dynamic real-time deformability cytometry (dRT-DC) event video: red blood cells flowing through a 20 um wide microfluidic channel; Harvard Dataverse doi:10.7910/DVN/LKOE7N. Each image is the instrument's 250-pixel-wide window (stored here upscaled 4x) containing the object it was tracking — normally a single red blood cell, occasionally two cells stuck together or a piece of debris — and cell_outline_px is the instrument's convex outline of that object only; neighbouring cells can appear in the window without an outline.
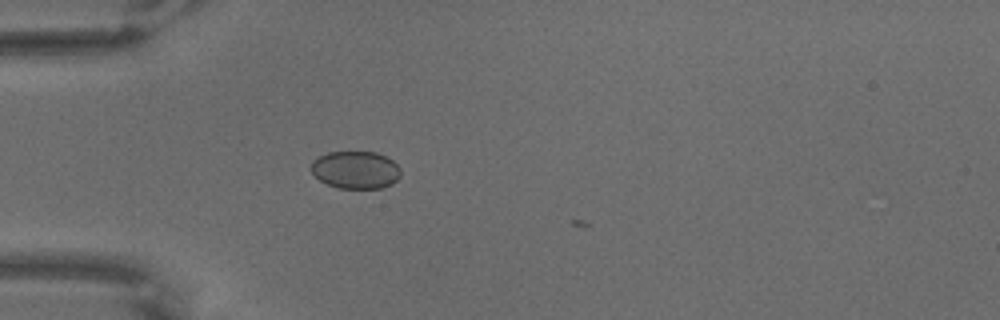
{"species": "common noctule bat (a hibernating species)", "species_latin": "Nyctalus noctula", "temperature_condition": "warm", "stored_images_in_passage": 6, "camera_frame_rate_fps": 3000, "um_per_image_px": 0.085, "animal": {"sex": "male", "body_mass_g": 18.8}, "frame": {"image": 1, "passage_image": 3, "time_ms": 0.667, "image_size_px": [1000, 320], "cell_outline_px": [[400, 176], [392, 184], [380, 188], [340, 188], [328, 184], [320, 180], [308, 168], [312, 160], [316, 156], [328, 152], [376, 152], [392, 160], [400, 168]], "centroid_in_image_um": [30.18, 14.43], "position_along_channel_um": 54.8, "area_um2": 19.71}}